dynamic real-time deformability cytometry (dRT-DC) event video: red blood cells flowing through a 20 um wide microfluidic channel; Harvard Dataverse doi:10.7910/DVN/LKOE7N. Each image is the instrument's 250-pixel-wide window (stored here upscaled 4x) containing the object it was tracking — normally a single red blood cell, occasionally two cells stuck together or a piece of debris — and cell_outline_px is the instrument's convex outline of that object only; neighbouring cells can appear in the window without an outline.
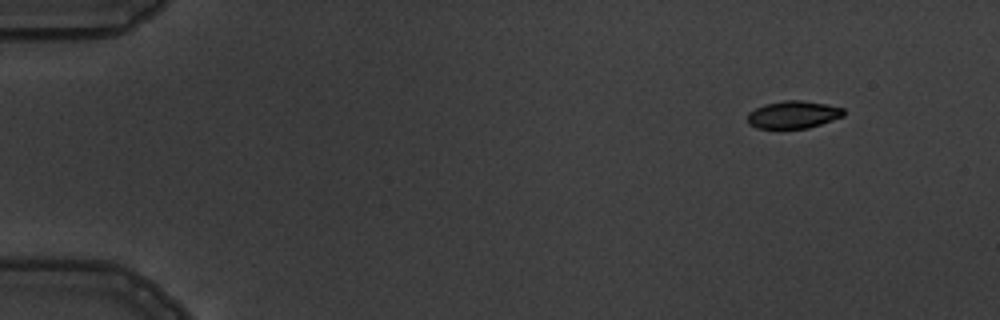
{"species": "common noctule bat (a hibernating species)", "species_latin": "Nyctalus noctula", "temperature_condition": "warm", "stored_images_in_passage": 4, "camera_frame_rate_fps": 3000, "um_per_image_px": 0.085, "animal": {"sex": "male", "body_mass_g": 19.5, "forearm_length_mm": 54.6}, "frame": {"image": 1, "passage_image": 1, "time_ms": 0.0, "image_size_px": [1000, 320], "cell_outline_px": [[844, 116], [808, 128], [756, 128], [748, 124], [748, 112], [764, 104], [784, 100], [804, 100], [844, 108]], "centroid_in_image_um": [67.41, 9.74], "position_along_channel_um": 17.6, "area_um2": 15.37}}
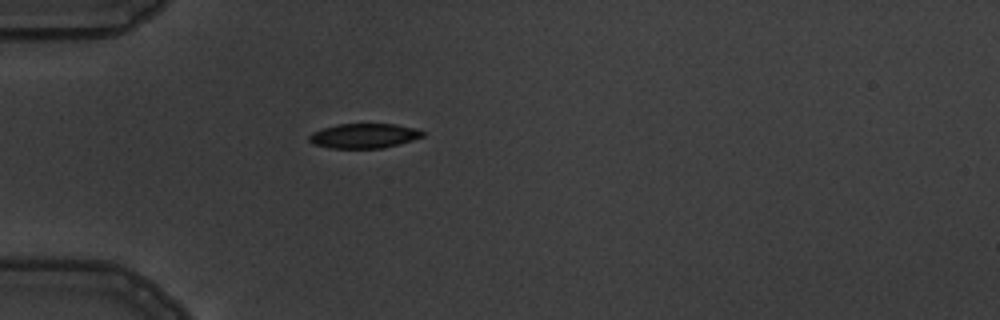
{"frame": {"image": 2, "passage_image": 4, "time_ms": 3.667, "image_size_px": [1000, 320], "cell_outline_px": [[424, 136], [400, 144], [380, 148], [332, 148], [312, 144], [308, 140], [308, 136], [312, 132], [324, 128], [340, 124], [396, 124], [416, 128], [424, 132]], "centroid_in_image_um": [30.94, 11.54], "position_along_channel_um": 54.1, "area_um2": 16.3}}